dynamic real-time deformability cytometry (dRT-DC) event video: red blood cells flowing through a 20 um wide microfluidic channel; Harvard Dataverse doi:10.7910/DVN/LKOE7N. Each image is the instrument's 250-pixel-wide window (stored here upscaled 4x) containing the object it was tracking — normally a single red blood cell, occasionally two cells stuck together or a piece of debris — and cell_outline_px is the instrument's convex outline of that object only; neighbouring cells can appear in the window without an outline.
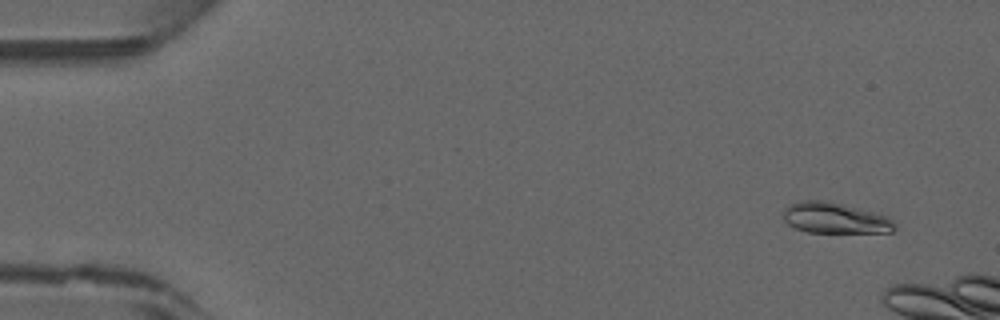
{"species": "common noctule bat (a hibernating species)", "species_latin": "Nyctalus noctula", "temperature_condition": "warm", "stored_images_in_passage": 6, "camera_frame_rate_fps": 3000, "um_per_image_px": 0.085, "animal": {"sex": "male", "forearm_length_mm": 52.5}, "frame": {"image": 1, "passage_image": 2, "time_ms": 0.333, "image_size_px": [1000, 320], "cell_outline_px": [[896, 228], [892, 232], [808, 232], [796, 228], [788, 224], [784, 220], [784, 208], [788, 204], [804, 200], [824, 200], [888, 216], [896, 224]], "centroid_in_image_um": [70.96, 18.54], "position_along_channel_um": 14.0, "area_um2": 19.77}}